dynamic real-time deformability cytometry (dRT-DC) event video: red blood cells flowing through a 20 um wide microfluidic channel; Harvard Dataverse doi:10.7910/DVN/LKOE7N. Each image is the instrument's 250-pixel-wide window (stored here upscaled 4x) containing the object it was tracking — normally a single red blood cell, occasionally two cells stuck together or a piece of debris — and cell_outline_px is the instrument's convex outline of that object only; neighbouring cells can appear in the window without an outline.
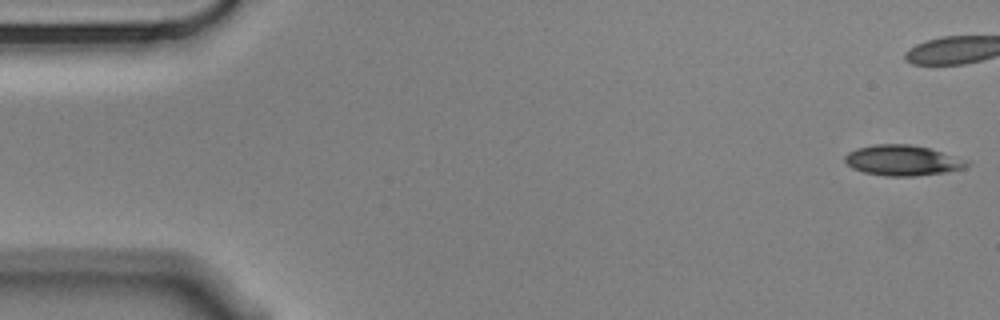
{"species": "Egyptian fruit bat (a non-hibernating species)", "species_latin": "Rousettus aegyptiacus", "temperature_condition": "cold", "stored_images_in_passage": 57, "camera_frame_rate_fps": 3000, "um_per_image_px": 0.085, "animal": {"sex": "male"}, "frame": {"image": 1, "passage_image": 1, "time_ms": 0.0, "image_size_px": [1000, 320], "cell_outline_px": [[972, 164], [964, 168], [944, 172], [916, 176], [884, 176], [864, 172], [852, 168], [844, 160], [844, 156], [848, 152], [856, 148], [876, 144], [908, 144], [928, 148], [972, 160]], "centroid_in_image_um": [76.76, 13.63], "position_along_channel_um": 8.2, "area_um2": 21.85}}
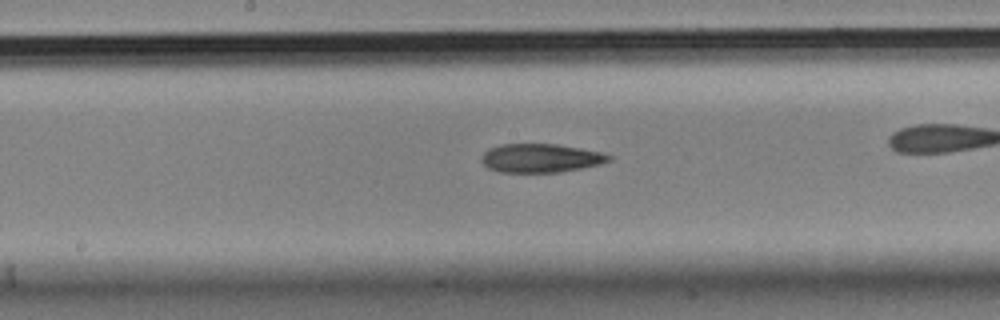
{"frame": {"image": 2, "passage_image": 28, "time_ms": 9.0, "image_size_px": [1000, 320], "cell_outline_px": [[612, 160], [600, 164], [560, 172], [500, 172], [488, 168], [480, 160], [484, 152], [488, 148], [500, 144], [556, 144], [604, 152], [612, 156]], "centroid_in_image_um": [45.96, 13.43], "position_along_channel_um": 202.2, "area_um2": 21.39}}
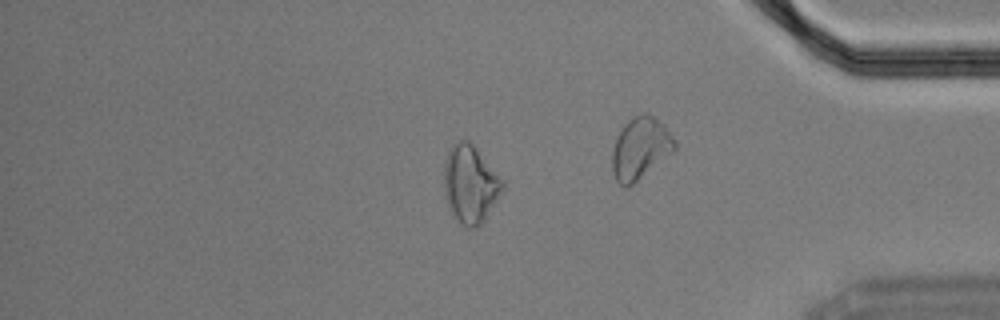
{"frame": {"image": 3, "passage_image": 47, "time_ms": 15.333, "image_size_px": [1000, 320], "cell_outline_px": [[504, 188], [484, 220], [476, 228], [468, 228], [452, 216], [444, 196], [444, 160], [448, 148], [452, 144], [460, 140], [468, 140], [476, 148], [504, 180]], "centroid_in_image_um": [39.95, 15.64], "position_along_channel_um": 395.3, "area_um2": 26.7}, "authors_computed_cell_mechanics": {"area_um2": 22.1374, "velocity_mm_per_s": 3.545, "shape_relaxation_time_tau1_ms": 10.1788, "shape_relaxation_time_tau2_ms": null, "deformation_change_tau1": 0.1642, "deformation_change_tau2": null}}